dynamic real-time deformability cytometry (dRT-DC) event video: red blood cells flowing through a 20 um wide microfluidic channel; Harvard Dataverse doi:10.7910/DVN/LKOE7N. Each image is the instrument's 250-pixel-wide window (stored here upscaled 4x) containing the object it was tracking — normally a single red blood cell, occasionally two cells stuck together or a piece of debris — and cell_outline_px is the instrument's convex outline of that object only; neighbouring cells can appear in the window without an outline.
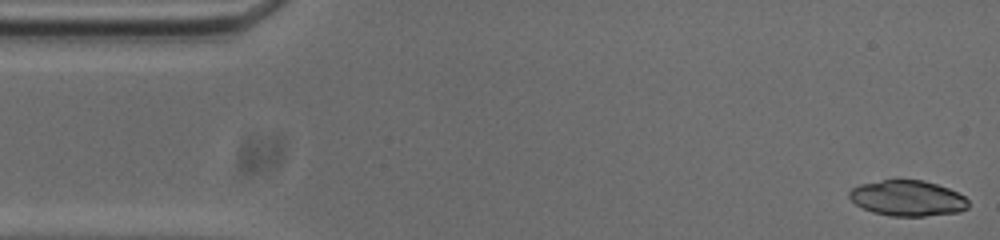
{"species": "common noctule bat (a hibernating species)", "species_latin": "Nyctalus noctula", "temperature_condition": "cold", "stored_images_in_passage": 53, "camera_frame_rate_fps": 3000, "um_per_image_px": 0.085, "animal": {"sex": "male", "body_mass_g": 20.0, "forearm_length_mm": 53.3}, "frame": {"image": 1, "passage_image": 1, "time_ms": 0.0, "image_size_px": [1000, 240], "cell_outline_px": [[968, 208], [960, 212], [924, 216], [892, 216], [872, 212], [856, 204], [848, 196], [848, 192], [852, 188], [860, 184], [880, 180], [924, 180], [948, 188], [964, 196], [968, 200]], "centroid_in_image_um": [77.14, 16.85], "position_along_channel_um": 7.9, "area_um2": 24.68}}
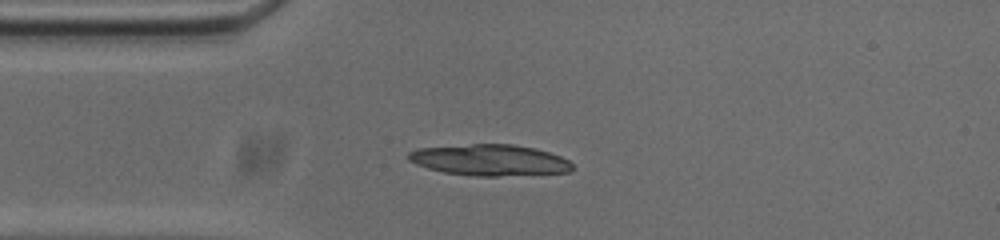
{"frame": {"image": 2, "passage_image": 12, "time_ms": 3.667, "image_size_px": [1000, 240], "cell_outline_px": [[572, 172], [500, 176], [476, 176], [444, 172], [428, 168], [416, 164], [408, 160], [408, 152], [416, 148], [472, 144], [512, 144], [532, 148], [548, 152], [560, 156], [568, 160], [572, 164]], "centroid_in_image_um": [41.61, 13.61], "position_along_channel_um": 43.4, "area_um2": 29.71}}